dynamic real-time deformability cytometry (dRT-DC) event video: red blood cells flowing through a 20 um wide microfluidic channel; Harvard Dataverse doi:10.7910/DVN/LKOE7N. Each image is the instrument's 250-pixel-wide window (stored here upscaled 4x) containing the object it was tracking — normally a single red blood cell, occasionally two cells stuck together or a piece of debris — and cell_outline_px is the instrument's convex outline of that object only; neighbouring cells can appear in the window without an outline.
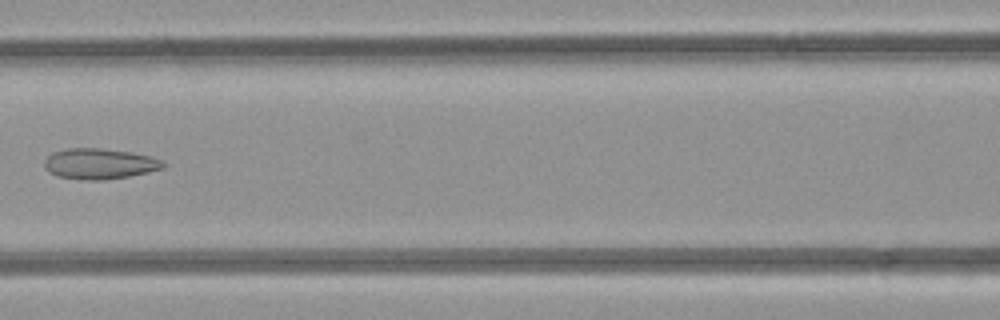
{"species": "common noctule bat (a hibernating species)", "species_latin": "Nyctalus noctula", "temperature_condition": "room temperature", "stored_images_in_passage": 8, "camera_frame_rate_fps": 3000, "um_per_image_px": 0.085, "animal": {"sex": "female", "body_mass_g": 21.9}, "frame": {"image": 1, "passage_image": 7, "time_ms": 6.667, "image_size_px": [1000, 320], "cell_outline_px": [[168, 164], [164, 168], [148, 172], [128, 176], [104, 180], [84, 180], [56, 176], [48, 172], [44, 168], [44, 160], [52, 152], [68, 148], [100, 148], [132, 152], [152, 156], [164, 160]], "centroid_in_image_um": [8.48, 13.92], "position_along_channel_um": 158.1, "area_um2": 21.56}}